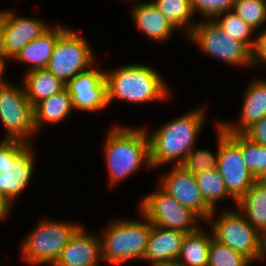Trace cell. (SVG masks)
I'll return each instance as SVG.
<instances>
[{"instance_id": "obj_1", "label": "cell", "mask_w": 266, "mask_h": 266, "mask_svg": "<svg viewBox=\"0 0 266 266\" xmlns=\"http://www.w3.org/2000/svg\"><path fill=\"white\" fill-rule=\"evenodd\" d=\"M205 111L198 107L148 133L152 168L171 162H176L174 165L177 166L184 162L204 124Z\"/></svg>"}, {"instance_id": "obj_2", "label": "cell", "mask_w": 266, "mask_h": 266, "mask_svg": "<svg viewBox=\"0 0 266 266\" xmlns=\"http://www.w3.org/2000/svg\"><path fill=\"white\" fill-rule=\"evenodd\" d=\"M107 133L104 155L110 186L135 173L142 164L152 169L149 137L145 128L114 125Z\"/></svg>"}, {"instance_id": "obj_3", "label": "cell", "mask_w": 266, "mask_h": 266, "mask_svg": "<svg viewBox=\"0 0 266 266\" xmlns=\"http://www.w3.org/2000/svg\"><path fill=\"white\" fill-rule=\"evenodd\" d=\"M156 71L144 64H127L106 70L108 105L114 99L140 104L169 100L171 90Z\"/></svg>"}, {"instance_id": "obj_4", "label": "cell", "mask_w": 266, "mask_h": 266, "mask_svg": "<svg viewBox=\"0 0 266 266\" xmlns=\"http://www.w3.org/2000/svg\"><path fill=\"white\" fill-rule=\"evenodd\" d=\"M143 219L114 220L100 233L101 255L110 265H120L128 260H143L147 248L151 222L141 212Z\"/></svg>"}, {"instance_id": "obj_5", "label": "cell", "mask_w": 266, "mask_h": 266, "mask_svg": "<svg viewBox=\"0 0 266 266\" xmlns=\"http://www.w3.org/2000/svg\"><path fill=\"white\" fill-rule=\"evenodd\" d=\"M81 226L72 222L43 218L27 238L25 237L21 245V259L31 265L52 266Z\"/></svg>"}, {"instance_id": "obj_6", "label": "cell", "mask_w": 266, "mask_h": 266, "mask_svg": "<svg viewBox=\"0 0 266 266\" xmlns=\"http://www.w3.org/2000/svg\"><path fill=\"white\" fill-rule=\"evenodd\" d=\"M216 210L206 221L212 227L213 238L219 243L246 256L251 262L258 260L261 253V234L238 210H224L214 220ZM213 217V218H212ZM212 220H214L212 222Z\"/></svg>"}, {"instance_id": "obj_7", "label": "cell", "mask_w": 266, "mask_h": 266, "mask_svg": "<svg viewBox=\"0 0 266 266\" xmlns=\"http://www.w3.org/2000/svg\"><path fill=\"white\" fill-rule=\"evenodd\" d=\"M217 170L228 190L238 201L256 181L243 160L241 133H227L219 124Z\"/></svg>"}, {"instance_id": "obj_8", "label": "cell", "mask_w": 266, "mask_h": 266, "mask_svg": "<svg viewBox=\"0 0 266 266\" xmlns=\"http://www.w3.org/2000/svg\"><path fill=\"white\" fill-rule=\"evenodd\" d=\"M188 38L202 52L230 66H252V51L244 43L227 35L213 20L197 22Z\"/></svg>"}, {"instance_id": "obj_9", "label": "cell", "mask_w": 266, "mask_h": 266, "mask_svg": "<svg viewBox=\"0 0 266 266\" xmlns=\"http://www.w3.org/2000/svg\"><path fill=\"white\" fill-rule=\"evenodd\" d=\"M93 53L84 36L69 27L57 39L46 69L66 84L94 65Z\"/></svg>"}, {"instance_id": "obj_10", "label": "cell", "mask_w": 266, "mask_h": 266, "mask_svg": "<svg viewBox=\"0 0 266 266\" xmlns=\"http://www.w3.org/2000/svg\"><path fill=\"white\" fill-rule=\"evenodd\" d=\"M0 121L5 128L4 139H16L26 143L37 133L34 125L33 106L22 86L8 84L0 88Z\"/></svg>"}, {"instance_id": "obj_11", "label": "cell", "mask_w": 266, "mask_h": 266, "mask_svg": "<svg viewBox=\"0 0 266 266\" xmlns=\"http://www.w3.org/2000/svg\"><path fill=\"white\" fill-rule=\"evenodd\" d=\"M140 211L152 225L162 228L192 233L200 228L201 219L191 209L181 205L160 186L158 190L146 195L140 202Z\"/></svg>"}, {"instance_id": "obj_12", "label": "cell", "mask_w": 266, "mask_h": 266, "mask_svg": "<svg viewBox=\"0 0 266 266\" xmlns=\"http://www.w3.org/2000/svg\"><path fill=\"white\" fill-rule=\"evenodd\" d=\"M50 28L42 19L17 16L14 11H0L1 54L13 60L29 42Z\"/></svg>"}, {"instance_id": "obj_13", "label": "cell", "mask_w": 266, "mask_h": 266, "mask_svg": "<svg viewBox=\"0 0 266 266\" xmlns=\"http://www.w3.org/2000/svg\"><path fill=\"white\" fill-rule=\"evenodd\" d=\"M66 89L71 95L73 108L96 112L108 106L105 70L91 66L69 80Z\"/></svg>"}, {"instance_id": "obj_14", "label": "cell", "mask_w": 266, "mask_h": 266, "mask_svg": "<svg viewBox=\"0 0 266 266\" xmlns=\"http://www.w3.org/2000/svg\"><path fill=\"white\" fill-rule=\"evenodd\" d=\"M159 185L181 205L191 209L203 221H207L213 210L206 204L195 176L181 165H174L167 175H161Z\"/></svg>"}, {"instance_id": "obj_15", "label": "cell", "mask_w": 266, "mask_h": 266, "mask_svg": "<svg viewBox=\"0 0 266 266\" xmlns=\"http://www.w3.org/2000/svg\"><path fill=\"white\" fill-rule=\"evenodd\" d=\"M32 145L28 143L15 157H5V165L0 169V191L12 205L32 178L35 158Z\"/></svg>"}, {"instance_id": "obj_16", "label": "cell", "mask_w": 266, "mask_h": 266, "mask_svg": "<svg viewBox=\"0 0 266 266\" xmlns=\"http://www.w3.org/2000/svg\"><path fill=\"white\" fill-rule=\"evenodd\" d=\"M103 260L99 236L81 226L62 249L52 266H98Z\"/></svg>"}, {"instance_id": "obj_17", "label": "cell", "mask_w": 266, "mask_h": 266, "mask_svg": "<svg viewBox=\"0 0 266 266\" xmlns=\"http://www.w3.org/2000/svg\"><path fill=\"white\" fill-rule=\"evenodd\" d=\"M186 233L152 225L144 261L151 266H175Z\"/></svg>"}, {"instance_id": "obj_18", "label": "cell", "mask_w": 266, "mask_h": 266, "mask_svg": "<svg viewBox=\"0 0 266 266\" xmlns=\"http://www.w3.org/2000/svg\"><path fill=\"white\" fill-rule=\"evenodd\" d=\"M243 100L237 124L218 122L227 133H243L252 124L266 116V79L251 82Z\"/></svg>"}, {"instance_id": "obj_19", "label": "cell", "mask_w": 266, "mask_h": 266, "mask_svg": "<svg viewBox=\"0 0 266 266\" xmlns=\"http://www.w3.org/2000/svg\"><path fill=\"white\" fill-rule=\"evenodd\" d=\"M68 29L66 26L54 25L40 37L26 44L13 60L27 63L29 69H46L57 39Z\"/></svg>"}, {"instance_id": "obj_20", "label": "cell", "mask_w": 266, "mask_h": 266, "mask_svg": "<svg viewBox=\"0 0 266 266\" xmlns=\"http://www.w3.org/2000/svg\"><path fill=\"white\" fill-rule=\"evenodd\" d=\"M134 5L132 17L139 32L141 31L143 35H146L145 37L157 42H163L170 38L176 28L152 2H141Z\"/></svg>"}, {"instance_id": "obj_21", "label": "cell", "mask_w": 266, "mask_h": 266, "mask_svg": "<svg viewBox=\"0 0 266 266\" xmlns=\"http://www.w3.org/2000/svg\"><path fill=\"white\" fill-rule=\"evenodd\" d=\"M73 109L71 95L66 87L62 91L42 100L33 107L36 131H40L44 124L56 125L65 121Z\"/></svg>"}, {"instance_id": "obj_22", "label": "cell", "mask_w": 266, "mask_h": 266, "mask_svg": "<svg viewBox=\"0 0 266 266\" xmlns=\"http://www.w3.org/2000/svg\"><path fill=\"white\" fill-rule=\"evenodd\" d=\"M23 87L26 97L34 107L37 103L62 91L66 84L47 69L27 71Z\"/></svg>"}, {"instance_id": "obj_23", "label": "cell", "mask_w": 266, "mask_h": 266, "mask_svg": "<svg viewBox=\"0 0 266 266\" xmlns=\"http://www.w3.org/2000/svg\"><path fill=\"white\" fill-rule=\"evenodd\" d=\"M235 207L260 234L266 230V186L255 181Z\"/></svg>"}, {"instance_id": "obj_24", "label": "cell", "mask_w": 266, "mask_h": 266, "mask_svg": "<svg viewBox=\"0 0 266 266\" xmlns=\"http://www.w3.org/2000/svg\"><path fill=\"white\" fill-rule=\"evenodd\" d=\"M203 229L200 227L197 231L185 235L175 266L208 265V250L213 234L212 231H209L211 234H207Z\"/></svg>"}, {"instance_id": "obj_25", "label": "cell", "mask_w": 266, "mask_h": 266, "mask_svg": "<svg viewBox=\"0 0 266 266\" xmlns=\"http://www.w3.org/2000/svg\"><path fill=\"white\" fill-rule=\"evenodd\" d=\"M152 4L166 16L169 23L176 29L186 28L187 36L197 25L196 21L192 20L194 13L191 0H154Z\"/></svg>"}, {"instance_id": "obj_26", "label": "cell", "mask_w": 266, "mask_h": 266, "mask_svg": "<svg viewBox=\"0 0 266 266\" xmlns=\"http://www.w3.org/2000/svg\"><path fill=\"white\" fill-rule=\"evenodd\" d=\"M194 176L206 204L213 211L217 210L216 207L218 206L216 204H218V201H222L227 197H230L236 206L237 201L228 193L217 168L206 170Z\"/></svg>"}, {"instance_id": "obj_27", "label": "cell", "mask_w": 266, "mask_h": 266, "mask_svg": "<svg viewBox=\"0 0 266 266\" xmlns=\"http://www.w3.org/2000/svg\"><path fill=\"white\" fill-rule=\"evenodd\" d=\"M222 18V19H221ZM227 35L244 43L251 51L255 48L257 38H250L255 30L233 11L220 14L212 19Z\"/></svg>"}, {"instance_id": "obj_28", "label": "cell", "mask_w": 266, "mask_h": 266, "mask_svg": "<svg viewBox=\"0 0 266 266\" xmlns=\"http://www.w3.org/2000/svg\"><path fill=\"white\" fill-rule=\"evenodd\" d=\"M251 263L243 254L212 238L208 250L207 266H249Z\"/></svg>"}, {"instance_id": "obj_29", "label": "cell", "mask_w": 266, "mask_h": 266, "mask_svg": "<svg viewBox=\"0 0 266 266\" xmlns=\"http://www.w3.org/2000/svg\"><path fill=\"white\" fill-rule=\"evenodd\" d=\"M217 131V151L216 155L212 151L207 149L197 150L193 148L186 156L181 166L191 172L193 175H197L206 170L216 169L218 163V147H219V123L216 124ZM196 149V150H195Z\"/></svg>"}, {"instance_id": "obj_30", "label": "cell", "mask_w": 266, "mask_h": 266, "mask_svg": "<svg viewBox=\"0 0 266 266\" xmlns=\"http://www.w3.org/2000/svg\"><path fill=\"white\" fill-rule=\"evenodd\" d=\"M233 12L256 31L266 21V0H235Z\"/></svg>"}, {"instance_id": "obj_31", "label": "cell", "mask_w": 266, "mask_h": 266, "mask_svg": "<svg viewBox=\"0 0 266 266\" xmlns=\"http://www.w3.org/2000/svg\"><path fill=\"white\" fill-rule=\"evenodd\" d=\"M241 151L246 166L257 178L266 169V147L250 141L241 133Z\"/></svg>"}, {"instance_id": "obj_32", "label": "cell", "mask_w": 266, "mask_h": 266, "mask_svg": "<svg viewBox=\"0 0 266 266\" xmlns=\"http://www.w3.org/2000/svg\"><path fill=\"white\" fill-rule=\"evenodd\" d=\"M235 0H191L193 13L197 12L207 20L220 14L233 11ZM207 17V18H206Z\"/></svg>"}, {"instance_id": "obj_33", "label": "cell", "mask_w": 266, "mask_h": 266, "mask_svg": "<svg viewBox=\"0 0 266 266\" xmlns=\"http://www.w3.org/2000/svg\"><path fill=\"white\" fill-rule=\"evenodd\" d=\"M28 143L16 139L0 141V169L5 165V157H15Z\"/></svg>"}, {"instance_id": "obj_34", "label": "cell", "mask_w": 266, "mask_h": 266, "mask_svg": "<svg viewBox=\"0 0 266 266\" xmlns=\"http://www.w3.org/2000/svg\"><path fill=\"white\" fill-rule=\"evenodd\" d=\"M242 134L250 141L266 147V116L252 124Z\"/></svg>"}, {"instance_id": "obj_35", "label": "cell", "mask_w": 266, "mask_h": 266, "mask_svg": "<svg viewBox=\"0 0 266 266\" xmlns=\"http://www.w3.org/2000/svg\"><path fill=\"white\" fill-rule=\"evenodd\" d=\"M256 36V45L252 51V67L264 63L266 65V29L260 30Z\"/></svg>"}, {"instance_id": "obj_36", "label": "cell", "mask_w": 266, "mask_h": 266, "mask_svg": "<svg viewBox=\"0 0 266 266\" xmlns=\"http://www.w3.org/2000/svg\"><path fill=\"white\" fill-rule=\"evenodd\" d=\"M11 208H13L12 204L5 197L4 193L0 191V221L5 220L9 216Z\"/></svg>"}, {"instance_id": "obj_37", "label": "cell", "mask_w": 266, "mask_h": 266, "mask_svg": "<svg viewBox=\"0 0 266 266\" xmlns=\"http://www.w3.org/2000/svg\"><path fill=\"white\" fill-rule=\"evenodd\" d=\"M6 60L8 58L4 57L2 54L0 55V88L7 86L10 84L8 81L4 79V73H5V65H6Z\"/></svg>"}, {"instance_id": "obj_38", "label": "cell", "mask_w": 266, "mask_h": 266, "mask_svg": "<svg viewBox=\"0 0 266 266\" xmlns=\"http://www.w3.org/2000/svg\"><path fill=\"white\" fill-rule=\"evenodd\" d=\"M266 256V230L261 234V253L259 260H264Z\"/></svg>"}, {"instance_id": "obj_39", "label": "cell", "mask_w": 266, "mask_h": 266, "mask_svg": "<svg viewBox=\"0 0 266 266\" xmlns=\"http://www.w3.org/2000/svg\"><path fill=\"white\" fill-rule=\"evenodd\" d=\"M256 181L259 184L266 186V169L256 178Z\"/></svg>"}]
</instances>
